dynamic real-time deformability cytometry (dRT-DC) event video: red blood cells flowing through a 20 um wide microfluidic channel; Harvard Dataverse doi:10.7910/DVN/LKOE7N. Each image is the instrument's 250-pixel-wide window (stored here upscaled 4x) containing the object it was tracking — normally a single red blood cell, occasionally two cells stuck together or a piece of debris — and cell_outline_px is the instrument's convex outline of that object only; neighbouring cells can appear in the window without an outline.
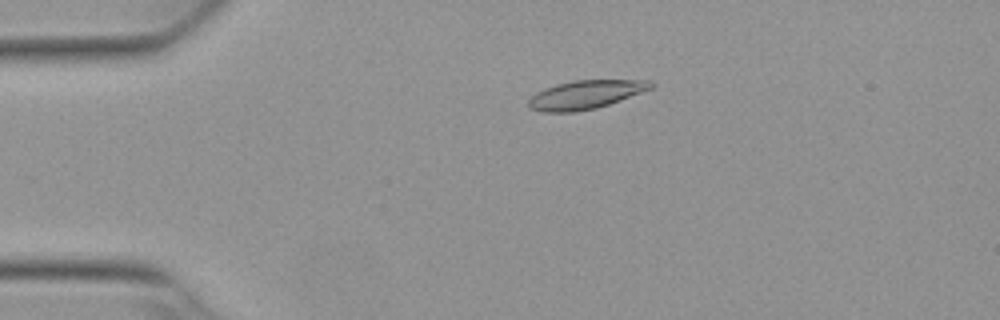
{"species": "Egyptian fruit bat (a non-hibernating species)", "species_latin": "Rousettus aegyptiacus", "temperature_condition": "warm", "stored_images_in_passage": 18, "camera_frame_rate_fps": 3000, "um_per_image_px": 0.085, "animal": {"sex": "female"}, "frame": {"image": 1, "passage_image": 12, "time_ms": 3.667, "image_size_px": [1000, 320], "cell_outline_px": [[656, 84], [652, 88], [620, 100], [596, 108], [576, 112], [544, 112], [528, 108], [528, 100], [536, 92], [544, 88], [556, 84], [572, 80], [648, 80]], "centroid_in_image_um": [49.74, 8.04], "position_along_channel_um": 35.3, "area_um2": 20.4}}